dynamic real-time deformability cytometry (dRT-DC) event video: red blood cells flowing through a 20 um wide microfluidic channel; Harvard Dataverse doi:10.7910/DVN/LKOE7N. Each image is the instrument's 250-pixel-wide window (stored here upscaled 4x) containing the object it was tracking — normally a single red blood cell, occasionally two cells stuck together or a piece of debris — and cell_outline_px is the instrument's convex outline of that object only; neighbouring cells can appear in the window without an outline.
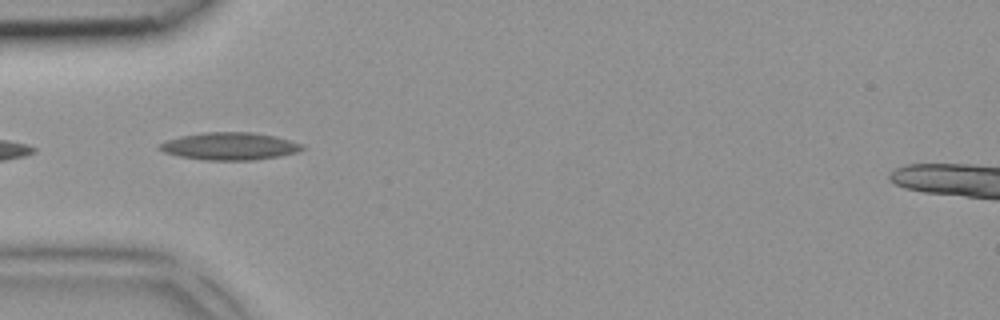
{"species": "common noctule bat (a hibernating species)", "species_latin": "Nyctalus noctula", "temperature_condition": "room temperature", "stored_images_in_passage": 3, "camera_frame_rate_fps": 3000, "um_per_image_px": 0.085, "animal": {"sex": "female", "body_mass_g": 18.4}, "frame": {"image": 1, "passage_image": 3, "time_ms": 0.667, "image_size_px": [1000, 320], "cell_outline_px": [[304, 148], [296, 152], [280, 156], [252, 160], [204, 160], [180, 156], [164, 152], [160, 148], [160, 144], [168, 140], [180, 136], [204, 132], [252, 132], [276, 136], [304, 144]], "centroid_in_image_um": [19.56, 12.42], "position_along_channel_um": 65.4, "area_um2": 22.72}}